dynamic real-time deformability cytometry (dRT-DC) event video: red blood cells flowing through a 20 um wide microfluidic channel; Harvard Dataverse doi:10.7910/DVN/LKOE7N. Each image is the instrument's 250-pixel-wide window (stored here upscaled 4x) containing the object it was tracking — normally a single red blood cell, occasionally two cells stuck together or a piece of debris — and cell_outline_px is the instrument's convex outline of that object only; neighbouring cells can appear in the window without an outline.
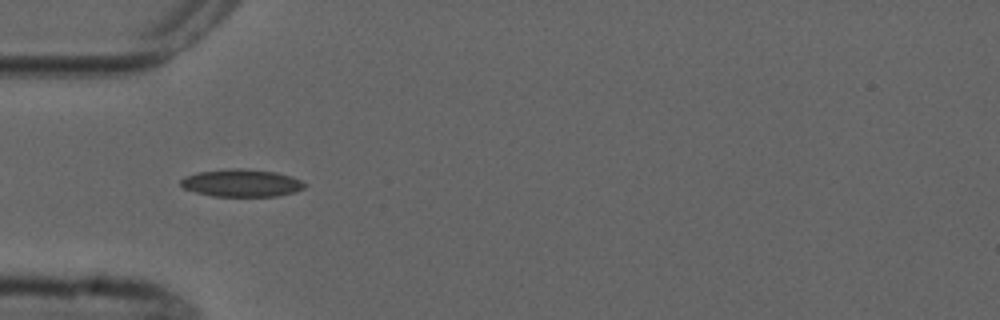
{"species": "common noctule bat (a hibernating species)", "species_latin": "Nyctalus noctula", "temperature_condition": "cold", "stored_images_in_passage": 14, "camera_frame_rate_fps": 3000, "um_per_image_px": 0.085, "animal": {"sex": "male", "forearm_length_mm": 52.5}, "frame": {"image": 1, "passage_image": 4, "time_ms": 5.0, "image_size_px": [1000, 320], "cell_outline_px": [[308, 184], [304, 188], [296, 192], [276, 196], [212, 196], [196, 192], [184, 188], [180, 184], [180, 180], [184, 176], [196, 172], [228, 168], [240, 168], [276, 172], [292, 176]], "centroid_in_image_um": [20.53, 15.55], "position_along_channel_um": 64.5, "area_um2": 20.06}}
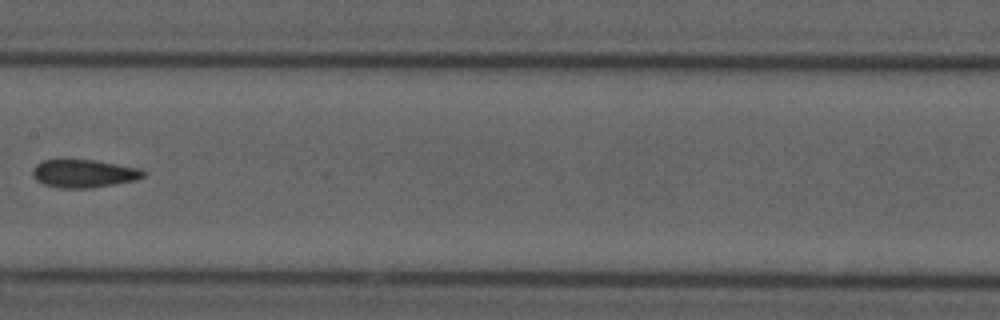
{"frame": {"image": 2, "passage_image": 7, "time_ms": 8.667, "image_size_px": [1000, 320], "cell_outline_px": [[148, 172], [144, 176], [136, 180], [92, 188], [60, 188], [44, 184], [36, 180], [32, 176], [32, 168], [40, 160], [60, 156], [68, 156], [96, 160], [140, 168]], "centroid_in_image_um": [7.06, 14.68], "position_along_channel_um": 200.3, "area_um2": 19.19}}
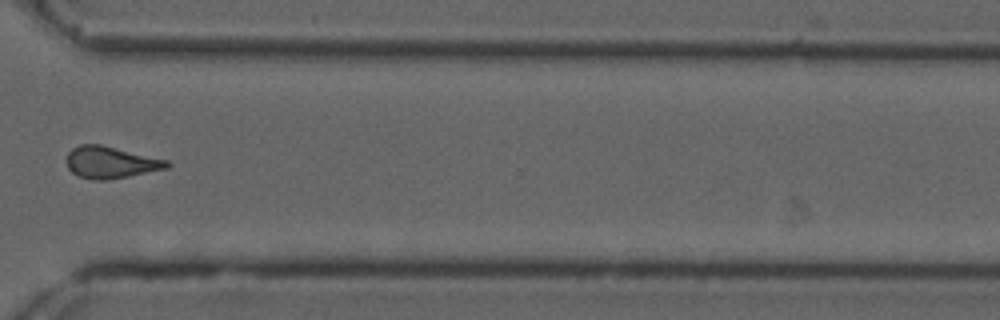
{"frame": {"image": 3, "passage_image": 11, "time_ms": 13.0, "image_size_px": [1000, 320], "cell_outline_px": [[172, 164], [168, 168], [108, 180], [92, 180], [80, 176], [72, 172], [68, 168], [68, 152], [72, 148], [80, 144], [100, 144], [168, 160]], "centroid_in_image_um": [9.43, 13.8], "position_along_channel_um": 361.2, "area_um2": 18.5}, "authors_computed_cell_mechanics": {"area_um2": 18.5827, "velocity_mm_per_s": 3.7304, "shape_relaxation_time_tau1_ms": null, "shape_relaxation_time_tau2_ms": 3.3075, "deformation_change_tau1": null, "deformation_change_tau2": 0.107}}